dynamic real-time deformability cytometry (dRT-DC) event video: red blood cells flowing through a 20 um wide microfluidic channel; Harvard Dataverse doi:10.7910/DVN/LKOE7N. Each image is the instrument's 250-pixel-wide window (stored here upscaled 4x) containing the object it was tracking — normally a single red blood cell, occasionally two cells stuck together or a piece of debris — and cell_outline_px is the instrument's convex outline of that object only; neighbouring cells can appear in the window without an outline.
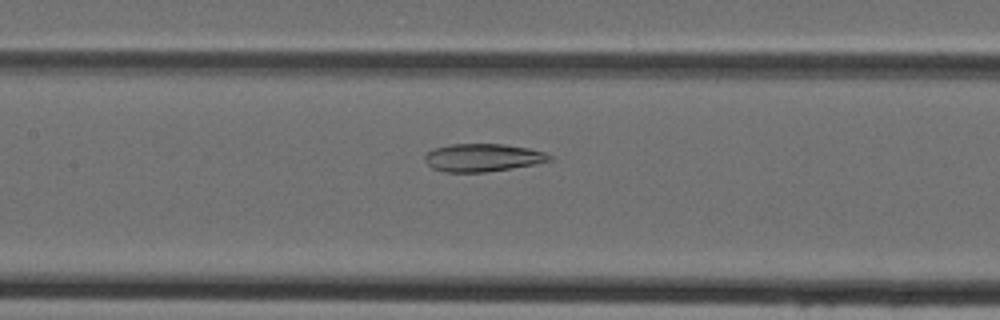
{"species": "Egyptian fruit bat (a non-hibernating species)", "species_latin": "Rousettus aegyptiacus", "temperature_condition": "cold", "stored_images_in_passage": 31, "camera_frame_rate_fps": 3000, "um_per_image_px": 0.085, "animal": {"sex": "female"}, "frame": {"image": 1, "passage_image": 12, "time_ms": 3.667, "image_size_px": [1000, 320], "cell_outline_px": [[552, 160], [536, 164], [512, 168], [484, 172], [444, 172], [432, 168], [424, 160], [424, 156], [432, 148], [452, 144], [504, 144], [528, 148], [544, 152], [552, 156]], "centroid_in_image_um": [41.02, 13.4], "position_along_channel_um": 166.4, "area_um2": 20.29}}
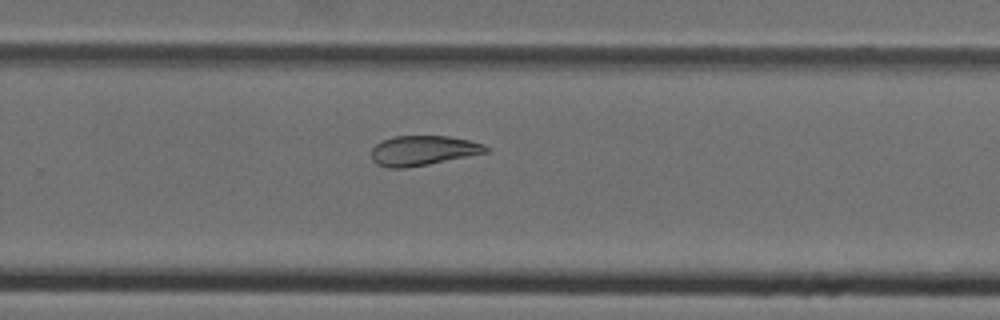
{"frame": {"image": 2, "passage_image": 21, "time_ms": 6.667, "image_size_px": [1000, 320], "cell_outline_px": [[488, 152], [408, 168], [388, 168], [376, 164], [372, 160], [372, 148], [376, 144], [392, 136], [448, 136], [468, 140], [484, 144], [488, 148]], "centroid_in_image_um": [35.93, 12.8], "position_along_channel_um": 293.9, "area_um2": 19.83}}
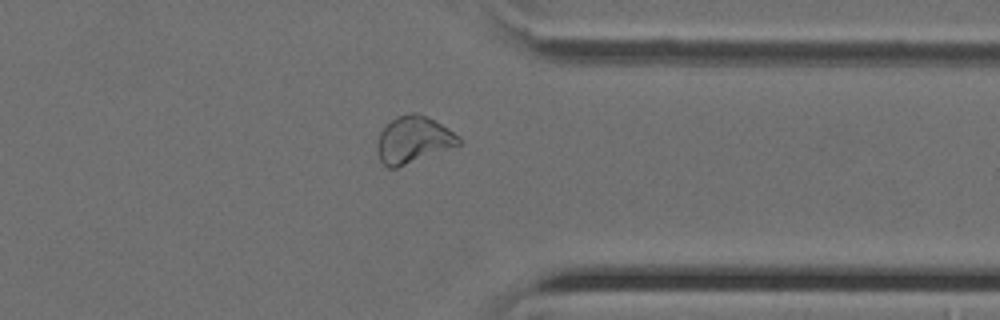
{"frame": {"image": 3, "passage_image": 27, "time_ms": 8.667, "image_size_px": [1000, 320], "cell_outline_px": [[460, 144], [396, 168], [388, 168], [380, 160], [376, 148], [376, 144], [380, 132], [396, 116], [412, 112], [416, 112], [448, 128], [460, 136]], "centroid_in_image_um": [35.1, 11.88], "position_along_channel_um": 376.3, "area_um2": 21.85}}